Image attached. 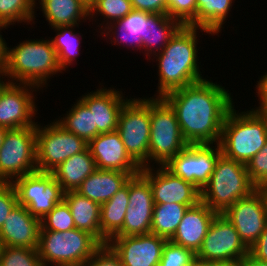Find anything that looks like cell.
Returning a JSON list of instances; mask_svg holds the SVG:
<instances>
[{
  "label": "cell",
  "instance_id": "obj_1",
  "mask_svg": "<svg viewBox=\"0 0 267 266\" xmlns=\"http://www.w3.org/2000/svg\"><path fill=\"white\" fill-rule=\"evenodd\" d=\"M208 79L173 90L162 98L175 111L188 144L219 143L223 123L234 106L231 93Z\"/></svg>",
  "mask_w": 267,
  "mask_h": 266
},
{
  "label": "cell",
  "instance_id": "obj_2",
  "mask_svg": "<svg viewBox=\"0 0 267 266\" xmlns=\"http://www.w3.org/2000/svg\"><path fill=\"white\" fill-rule=\"evenodd\" d=\"M201 28L182 26L154 58L158 61V95L204 80L198 65V36Z\"/></svg>",
  "mask_w": 267,
  "mask_h": 266
},
{
  "label": "cell",
  "instance_id": "obj_3",
  "mask_svg": "<svg viewBox=\"0 0 267 266\" xmlns=\"http://www.w3.org/2000/svg\"><path fill=\"white\" fill-rule=\"evenodd\" d=\"M2 71L5 77L12 79V83L32 84L41 88L45 87L48 78L63 70L51 40L31 39L13 48H8L6 43Z\"/></svg>",
  "mask_w": 267,
  "mask_h": 266
},
{
  "label": "cell",
  "instance_id": "obj_4",
  "mask_svg": "<svg viewBox=\"0 0 267 266\" xmlns=\"http://www.w3.org/2000/svg\"><path fill=\"white\" fill-rule=\"evenodd\" d=\"M266 140L267 119L255 108L238 113L233 106L223 123L218 144L224 156L247 164Z\"/></svg>",
  "mask_w": 267,
  "mask_h": 266
},
{
  "label": "cell",
  "instance_id": "obj_5",
  "mask_svg": "<svg viewBox=\"0 0 267 266\" xmlns=\"http://www.w3.org/2000/svg\"><path fill=\"white\" fill-rule=\"evenodd\" d=\"M257 188L251 182L246 164L221 154L208 183L201 190V202L222 214L239 199L249 196Z\"/></svg>",
  "mask_w": 267,
  "mask_h": 266
},
{
  "label": "cell",
  "instance_id": "obj_6",
  "mask_svg": "<svg viewBox=\"0 0 267 266\" xmlns=\"http://www.w3.org/2000/svg\"><path fill=\"white\" fill-rule=\"evenodd\" d=\"M102 244L88 232L39 231L38 253L43 266H82Z\"/></svg>",
  "mask_w": 267,
  "mask_h": 266
},
{
  "label": "cell",
  "instance_id": "obj_7",
  "mask_svg": "<svg viewBox=\"0 0 267 266\" xmlns=\"http://www.w3.org/2000/svg\"><path fill=\"white\" fill-rule=\"evenodd\" d=\"M150 125L149 167L152 161L164 166L188 146L175 111L162 97H150Z\"/></svg>",
  "mask_w": 267,
  "mask_h": 266
},
{
  "label": "cell",
  "instance_id": "obj_8",
  "mask_svg": "<svg viewBox=\"0 0 267 266\" xmlns=\"http://www.w3.org/2000/svg\"><path fill=\"white\" fill-rule=\"evenodd\" d=\"M150 98L130 99L122 108L117 132L127 153L141 167H149Z\"/></svg>",
  "mask_w": 267,
  "mask_h": 266
},
{
  "label": "cell",
  "instance_id": "obj_9",
  "mask_svg": "<svg viewBox=\"0 0 267 266\" xmlns=\"http://www.w3.org/2000/svg\"><path fill=\"white\" fill-rule=\"evenodd\" d=\"M36 171V126L8 129L0 147V182L12 183Z\"/></svg>",
  "mask_w": 267,
  "mask_h": 266
},
{
  "label": "cell",
  "instance_id": "obj_10",
  "mask_svg": "<svg viewBox=\"0 0 267 266\" xmlns=\"http://www.w3.org/2000/svg\"><path fill=\"white\" fill-rule=\"evenodd\" d=\"M88 148V143L67 131L56 120L36 125V163L39 172L51 173L62 162Z\"/></svg>",
  "mask_w": 267,
  "mask_h": 266
},
{
  "label": "cell",
  "instance_id": "obj_11",
  "mask_svg": "<svg viewBox=\"0 0 267 266\" xmlns=\"http://www.w3.org/2000/svg\"><path fill=\"white\" fill-rule=\"evenodd\" d=\"M17 193L18 204L40 220L54 206L63 200L64 192L61 186L49 172H39L24 175L12 182Z\"/></svg>",
  "mask_w": 267,
  "mask_h": 266
},
{
  "label": "cell",
  "instance_id": "obj_12",
  "mask_svg": "<svg viewBox=\"0 0 267 266\" xmlns=\"http://www.w3.org/2000/svg\"><path fill=\"white\" fill-rule=\"evenodd\" d=\"M213 145L188 144L164 167L173 175L181 177L201 191L211 178L218 157L222 154L219 144Z\"/></svg>",
  "mask_w": 267,
  "mask_h": 266
},
{
  "label": "cell",
  "instance_id": "obj_13",
  "mask_svg": "<svg viewBox=\"0 0 267 266\" xmlns=\"http://www.w3.org/2000/svg\"><path fill=\"white\" fill-rule=\"evenodd\" d=\"M248 253L235 226L223 214H217L196 253V260L203 263L243 260Z\"/></svg>",
  "mask_w": 267,
  "mask_h": 266
},
{
  "label": "cell",
  "instance_id": "obj_14",
  "mask_svg": "<svg viewBox=\"0 0 267 266\" xmlns=\"http://www.w3.org/2000/svg\"><path fill=\"white\" fill-rule=\"evenodd\" d=\"M222 214L235 226L241 241L248 249L259 239L267 226L266 206L258 189L239 199Z\"/></svg>",
  "mask_w": 267,
  "mask_h": 266
},
{
  "label": "cell",
  "instance_id": "obj_15",
  "mask_svg": "<svg viewBox=\"0 0 267 266\" xmlns=\"http://www.w3.org/2000/svg\"><path fill=\"white\" fill-rule=\"evenodd\" d=\"M154 200L149 182L139 173L129 179V204L122 230L115 237L151 233Z\"/></svg>",
  "mask_w": 267,
  "mask_h": 266
},
{
  "label": "cell",
  "instance_id": "obj_16",
  "mask_svg": "<svg viewBox=\"0 0 267 266\" xmlns=\"http://www.w3.org/2000/svg\"><path fill=\"white\" fill-rule=\"evenodd\" d=\"M158 167L157 171L153 166L143 167L140 171L150 184L154 204L197 205L201 201V191L195 185L173 175L164 166Z\"/></svg>",
  "mask_w": 267,
  "mask_h": 266
},
{
  "label": "cell",
  "instance_id": "obj_17",
  "mask_svg": "<svg viewBox=\"0 0 267 266\" xmlns=\"http://www.w3.org/2000/svg\"><path fill=\"white\" fill-rule=\"evenodd\" d=\"M34 89L40 88L32 84L11 83L4 90L0 97V126L17 129L37 125L32 119L38 111L33 94L37 90Z\"/></svg>",
  "mask_w": 267,
  "mask_h": 266
},
{
  "label": "cell",
  "instance_id": "obj_18",
  "mask_svg": "<svg viewBox=\"0 0 267 266\" xmlns=\"http://www.w3.org/2000/svg\"><path fill=\"white\" fill-rule=\"evenodd\" d=\"M167 240L153 233L113 237L108 244L123 266H158Z\"/></svg>",
  "mask_w": 267,
  "mask_h": 266
},
{
  "label": "cell",
  "instance_id": "obj_19",
  "mask_svg": "<svg viewBox=\"0 0 267 266\" xmlns=\"http://www.w3.org/2000/svg\"><path fill=\"white\" fill-rule=\"evenodd\" d=\"M97 169L115 170L135 176L141 167L130 157L117 130L100 133L88 143Z\"/></svg>",
  "mask_w": 267,
  "mask_h": 266
},
{
  "label": "cell",
  "instance_id": "obj_20",
  "mask_svg": "<svg viewBox=\"0 0 267 266\" xmlns=\"http://www.w3.org/2000/svg\"><path fill=\"white\" fill-rule=\"evenodd\" d=\"M93 114L94 126L99 133L112 132L117 129L120 112L130 100L124 99L123 93L116 89L99 88L79 98Z\"/></svg>",
  "mask_w": 267,
  "mask_h": 266
},
{
  "label": "cell",
  "instance_id": "obj_21",
  "mask_svg": "<svg viewBox=\"0 0 267 266\" xmlns=\"http://www.w3.org/2000/svg\"><path fill=\"white\" fill-rule=\"evenodd\" d=\"M40 228V219L25 206L17 204L0 229L2 245L37 249Z\"/></svg>",
  "mask_w": 267,
  "mask_h": 266
},
{
  "label": "cell",
  "instance_id": "obj_22",
  "mask_svg": "<svg viewBox=\"0 0 267 266\" xmlns=\"http://www.w3.org/2000/svg\"><path fill=\"white\" fill-rule=\"evenodd\" d=\"M217 214L201 201L197 205L189 207L169 241L191 249L196 254Z\"/></svg>",
  "mask_w": 267,
  "mask_h": 266
},
{
  "label": "cell",
  "instance_id": "obj_23",
  "mask_svg": "<svg viewBox=\"0 0 267 266\" xmlns=\"http://www.w3.org/2000/svg\"><path fill=\"white\" fill-rule=\"evenodd\" d=\"M130 178L129 173L96 169L80 184L76 192L101 206L110 200Z\"/></svg>",
  "mask_w": 267,
  "mask_h": 266
},
{
  "label": "cell",
  "instance_id": "obj_24",
  "mask_svg": "<svg viewBox=\"0 0 267 266\" xmlns=\"http://www.w3.org/2000/svg\"><path fill=\"white\" fill-rule=\"evenodd\" d=\"M63 200L70 208L75 227L93 235L101 244L108 241L101 234L100 205L76 191H68L63 195Z\"/></svg>",
  "mask_w": 267,
  "mask_h": 266
},
{
  "label": "cell",
  "instance_id": "obj_25",
  "mask_svg": "<svg viewBox=\"0 0 267 266\" xmlns=\"http://www.w3.org/2000/svg\"><path fill=\"white\" fill-rule=\"evenodd\" d=\"M96 169L95 160L87 148L85 151L69 157L51 173L65 193L76 191L80 184Z\"/></svg>",
  "mask_w": 267,
  "mask_h": 266
},
{
  "label": "cell",
  "instance_id": "obj_26",
  "mask_svg": "<svg viewBox=\"0 0 267 266\" xmlns=\"http://www.w3.org/2000/svg\"><path fill=\"white\" fill-rule=\"evenodd\" d=\"M146 23V11L132 10L122 19L114 21L108 26H104V32L101 31V33L103 35L105 34V37H107L108 35L110 36L111 32V35L117 34V36H113V40H111V43L114 42L115 45L120 43L122 44L123 42L125 46H133L132 48H134L135 50L136 48L141 49L143 48V40H145Z\"/></svg>",
  "mask_w": 267,
  "mask_h": 266
},
{
  "label": "cell",
  "instance_id": "obj_27",
  "mask_svg": "<svg viewBox=\"0 0 267 266\" xmlns=\"http://www.w3.org/2000/svg\"><path fill=\"white\" fill-rule=\"evenodd\" d=\"M39 4L52 28L66 25L78 27L82 19H91L89 7L83 0H39Z\"/></svg>",
  "mask_w": 267,
  "mask_h": 266
},
{
  "label": "cell",
  "instance_id": "obj_28",
  "mask_svg": "<svg viewBox=\"0 0 267 266\" xmlns=\"http://www.w3.org/2000/svg\"><path fill=\"white\" fill-rule=\"evenodd\" d=\"M182 26L178 20L170 18L168 14L147 12L145 40H143L146 56L150 59V56L154 57L156 53L161 52Z\"/></svg>",
  "mask_w": 267,
  "mask_h": 266
},
{
  "label": "cell",
  "instance_id": "obj_29",
  "mask_svg": "<svg viewBox=\"0 0 267 266\" xmlns=\"http://www.w3.org/2000/svg\"><path fill=\"white\" fill-rule=\"evenodd\" d=\"M129 204V180L110 200L100 206L101 234L109 242L123 228Z\"/></svg>",
  "mask_w": 267,
  "mask_h": 266
},
{
  "label": "cell",
  "instance_id": "obj_30",
  "mask_svg": "<svg viewBox=\"0 0 267 266\" xmlns=\"http://www.w3.org/2000/svg\"><path fill=\"white\" fill-rule=\"evenodd\" d=\"M233 0H196V17L187 25L215 35L221 32Z\"/></svg>",
  "mask_w": 267,
  "mask_h": 266
},
{
  "label": "cell",
  "instance_id": "obj_31",
  "mask_svg": "<svg viewBox=\"0 0 267 266\" xmlns=\"http://www.w3.org/2000/svg\"><path fill=\"white\" fill-rule=\"evenodd\" d=\"M195 205H182L177 203L154 204L151 233L169 241L185 212Z\"/></svg>",
  "mask_w": 267,
  "mask_h": 266
},
{
  "label": "cell",
  "instance_id": "obj_32",
  "mask_svg": "<svg viewBox=\"0 0 267 266\" xmlns=\"http://www.w3.org/2000/svg\"><path fill=\"white\" fill-rule=\"evenodd\" d=\"M56 121L67 131L84 139L87 143L100 134L97 126H94L93 114L80 99L66 113L65 117L56 119Z\"/></svg>",
  "mask_w": 267,
  "mask_h": 266
},
{
  "label": "cell",
  "instance_id": "obj_33",
  "mask_svg": "<svg viewBox=\"0 0 267 266\" xmlns=\"http://www.w3.org/2000/svg\"><path fill=\"white\" fill-rule=\"evenodd\" d=\"M75 25L58 26L54 29L57 34L51 38L52 46L56 50L60 67L63 71L68 68L79 55V33L73 32ZM68 65V66H67Z\"/></svg>",
  "mask_w": 267,
  "mask_h": 266
},
{
  "label": "cell",
  "instance_id": "obj_34",
  "mask_svg": "<svg viewBox=\"0 0 267 266\" xmlns=\"http://www.w3.org/2000/svg\"><path fill=\"white\" fill-rule=\"evenodd\" d=\"M37 0H0V24L6 27L35 19ZM13 22V23H12Z\"/></svg>",
  "mask_w": 267,
  "mask_h": 266
},
{
  "label": "cell",
  "instance_id": "obj_35",
  "mask_svg": "<svg viewBox=\"0 0 267 266\" xmlns=\"http://www.w3.org/2000/svg\"><path fill=\"white\" fill-rule=\"evenodd\" d=\"M132 10L130 0H95L89 7V17L93 18L95 13L100 14L106 18L105 25L108 26V24L125 17Z\"/></svg>",
  "mask_w": 267,
  "mask_h": 266
},
{
  "label": "cell",
  "instance_id": "obj_36",
  "mask_svg": "<svg viewBox=\"0 0 267 266\" xmlns=\"http://www.w3.org/2000/svg\"><path fill=\"white\" fill-rule=\"evenodd\" d=\"M40 225V231L65 232L76 228L70 208L64 200L56 204L53 210L40 220Z\"/></svg>",
  "mask_w": 267,
  "mask_h": 266
},
{
  "label": "cell",
  "instance_id": "obj_37",
  "mask_svg": "<svg viewBox=\"0 0 267 266\" xmlns=\"http://www.w3.org/2000/svg\"><path fill=\"white\" fill-rule=\"evenodd\" d=\"M0 266H43L38 249L3 246Z\"/></svg>",
  "mask_w": 267,
  "mask_h": 266
},
{
  "label": "cell",
  "instance_id": "obj_38",
  "mask_svg": "<svg viewBox=\"0 0 267 266\" xmlns=\"http://www.w3.org/2000/svg\"><path fill=\"white\" fill-rule=\"evenodd\" d=\"M196 261V254L183 246L167 241L158 266H190Z\"/></svg>",
  "mask_w": 267,
  "mask_h": 266
},
{
  "label": "cell",
  "instance_id": "obj_39",
  "mask_svg": "<svg viewBox=\"0 0 267 266\" xmlns=\"http://www.w3.org/2000/svg\"><path fill=\"white\" fill-rule=\"evenodd\" d=\"M246 168L256 188L267 185V140L264 147L249 160Z\"/></svg>",
  "mask_w": 267,
  "mask_h": 266
},
{
  "label": "cell",
  "instance_id": "obj_40",
  "mask_svg": "<svg viewBox=\"0 0 267 266\" xmlns=\"http://www.w3.org/2000/svg\"><path fill=\"white\" fill-rule=\"evenodd\" d=\"M167 14L187 26L196 17V0H168Z\"/></svg>",
  "mask_w": 267,
  "mask_h": 266
},
{
  "label": "cell",
  "instance_id": "obj_41",
  "mask_svg": "<svg viewBox=\"0 0 267 266\" xmlns=\"http://www.w3.org/2000/svg\"><path fill=\"white\" fill-rule=\"evenodd\" d=\"M17 204V193L13 184L0 182V229Z\"/></svg>",
  "mask_w": 267,
  "mask_h": 266
},
{
  "label": "cell",
  "instance_id": "obj_42",
  "mask_svg": "<svg viewBox=\"0 0 267 266\" xmlns=\"http://www.w3.org/2000/svg\"><path fill=\"white\" fill-rule=\"evenodd\" d=\"M82 266H123L121 258L109 244H102Z\"/></svg>",
  "mask_w": 267,
  "mask_h": 266
},
{
  "label": "cell",
  "instance_id": "obj_43",
  "mask_svg": "<svg viewBox=\"0 0 267 266\" xmlns=\"http://www.w3.org/2000/svg\"><path fill=\"white\" fill-rule=\"evenodd\" d=\"M133 10L167 14L168 0H130Z\"/></svg>",
  "mask_w": 267,
  "mask_h": 266
},
{
  "label": "cell",
  "instance_id": "obj_44",
  "mask_svg": "<svg viewBox=\"0 0 267 266\" xmlns=\"http://www.w3.org/2000/svg\"><path fill=\"white\" fill-rule=\"evenodd\" d=\"M249 253L254 258L267 262V226L259 239L250 247Z\"/></svg>",
  "mask_w": 267,
  "mask_h": 266
},
{
  "label": "cell",
  "instance_id": "obj_45",
  "mask_svg": "<svg viewBox=\"0 0 267 266\" xmlns=\"http://www.w3.org/2000/svg\"><path fill=\"white\" fill-rule=\"evenodd\" d=\"M256 89L258 90L256 92L258 97H267V73L257 81Z\"/></svg>",
  "mask_w": 267,
  "mask_h": 266
},
{
  "label": "cell",
  "instance_id": "obj_46",
  "mask_svg": "<svg viewBox=\"0 0 267 266\" xmlns=\"http://www.w3.org/2000/svg\"><path fill=\"white\" fill-rule=\"evenodd\" d=\"M3 28L7 29L6 26L0 24V31ZM5 53H6V41L0 33V71L3 70L5 65Z\"/></svg>",
  "mask_w": 267,
  "mask_h": 266
},
{
  "label": "cell",
  "instance_id": "obj_47",
  "mask_svg": "<svg viewBox=\"0 0 267 266\" xmlns=\"http://www.w3.org/2000/svg\"><path fill=\"white\" fill-rule=\"evenodd\" d=\"M204 266H245L243 260L204 263Z\"/></svg>",
  "mask_w": 267,
  "mask_h": 266
},
{
  "label": "cell",
  "instance_id": "obj_48",
  "mask_svg": "<svg viewBox=\"0 0 267 266\" xmlns=\"http://www.w3.org/2000/svg\"><path fill=\"white\" fill-rule=\"evenodd\" d=\"M245 266H267V262L254 258L250 253L243 259Z\"/></svg>",
  "mask_w": 267,
  "mask_h": 266
},
{
  "label": "cell",
  "instance_id": "obj_49",
  "mask_svg": "<svg viewBox=\"0 0 267 266\" xmlns=\"http://www.w3.org/2000/svg\"><path fill=\"white\" fill-rule=\"evenodd\" d=\"M259 104L256 109L267 119V97H259Z\"/></svg>",
  "mask_w": 267,
  "mask_h": 266
},
{
  "label": "cell",
  "instance_id": "obj_50",
  "mask_svg": "<svg viewBox=\"0 0 267 266\" xmlns=\"http://www.w3.org/2000/svg\"><path fill=\"white\" fill-rule=\"evenodd\" d=\"M3 76H5V75H4V72L1 70L0 71V97H1L2 93L4 92V90L12 83L9 78L7 79L8 80L7 82H4L2 79L5 77H3ZM1 77H2V79H1Z\"/></svg>",
  "mask_w": 267,
  "mask_h": 266
},
{
  "label": "cell",
  "instance_id": "obj_51",
  "mask_svg": "<svg viewBox=\"0 0 267 266\" xmlns=\"http://www.w3.org/2000/svg\"><path fill=\"white\" fill-rule=\"evenodd\" d=\"M261 195L263 196L264 198V202H265V206H266V214H267V185L266 186H261L259 188H257Z\"/></svg>",
  "mask_w": 267,
  "mask_h": 266
},
{
  "label": "cell",
  "instance_id": "obj_52",
  "mask_svg": "<svg viewBox=\"0 0 267 266\" xmlns=\"http://www.w3.org/2000/svg\"><path fill=\"white\" fill-rule=\"evenodd\" d=\"M7 130H8V128L0 126V147L3 143V140H4V137H5Z\"/></svg>",
  "mask_w": 267,
  "mask_h": 266
},
{
  "label": "cell",
  "instance_id": "obj_53",
  "mask_svg": "<svg viewBox=\"0 0 267 266\" xmlns=\"http://www.w3.org/2000/svg\"><path fill=\"white\" fill-rule=\"evenodd\" d=\"M190 266H204V263L196 260Z\"/></svg>",
  "mask_w": 267,
  "mask_h": 266
},
{
  "label": "cell",
  "instance_id": "obj_54",
  "mask_svg": "<svg viewBox=\"0 0 267 266\" xmlns=\"http://www.w3.org/2000/svg\"><path fill=\"white\" fill-rule=\"evenodd\" d=\"M83 1L86 3V5H87L88 7H90L91 4H92L95 0H83Z\"/></svg>",
  "mask_w": 267,
  "mask_h": 266
},
{
  "label": "cell",
  "instance_id": "obj_55",
  "mask_svg": "<svg viewBox=\"0 0 267 266\" xmlns=\"http://www.w3.org/2000/svg\"><path fill=\"white\" fill-rule=\"evenodd\" d=\"M2 247H3V245H2V242H1V239H0V254H1V251H2Z\"/></svg>",
  "mask_w": 267,
  "mask_h": 266
}]
</instances>
